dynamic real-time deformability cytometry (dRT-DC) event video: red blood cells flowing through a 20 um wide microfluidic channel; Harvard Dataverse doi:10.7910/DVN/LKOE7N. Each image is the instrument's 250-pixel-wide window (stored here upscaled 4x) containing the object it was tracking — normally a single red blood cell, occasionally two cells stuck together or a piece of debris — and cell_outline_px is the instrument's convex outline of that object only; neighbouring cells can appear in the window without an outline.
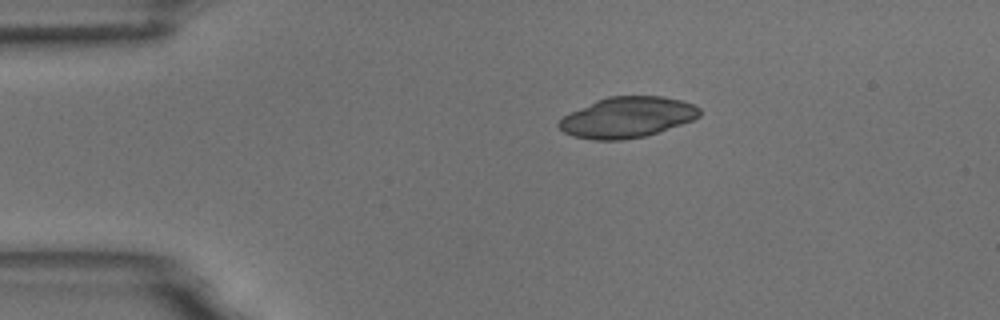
{"species": "common noctule bat (a hibernating species)", "species_latin": "Nyctalus noctula", "temperature_condition": "room temperature", "stored_images_in_passage": 3, "camera_frame_rate_fps": 3000, "um_per_image_px": 0.085, "animal": {"sex": "male", "body_mass_g": 18.8}, "frame": {"image": 1, "passage_image": 1, "time_ms": 0.0, "image_size_px": [1000, 320], "cell_outline_px": [[700, 116], [692, 120], [644, 136], [620, 140], [596, 140], [572, 136], [564, 132], [556, 124], [564, 116], [596, 100], [608, 96], [664, 96], [680, 100], [692, 104], [700, 108]], "centroid_in_image_um": [53.3, 9.97], "position_along_channel_um": 31.7, "area_um2": 32.95}}